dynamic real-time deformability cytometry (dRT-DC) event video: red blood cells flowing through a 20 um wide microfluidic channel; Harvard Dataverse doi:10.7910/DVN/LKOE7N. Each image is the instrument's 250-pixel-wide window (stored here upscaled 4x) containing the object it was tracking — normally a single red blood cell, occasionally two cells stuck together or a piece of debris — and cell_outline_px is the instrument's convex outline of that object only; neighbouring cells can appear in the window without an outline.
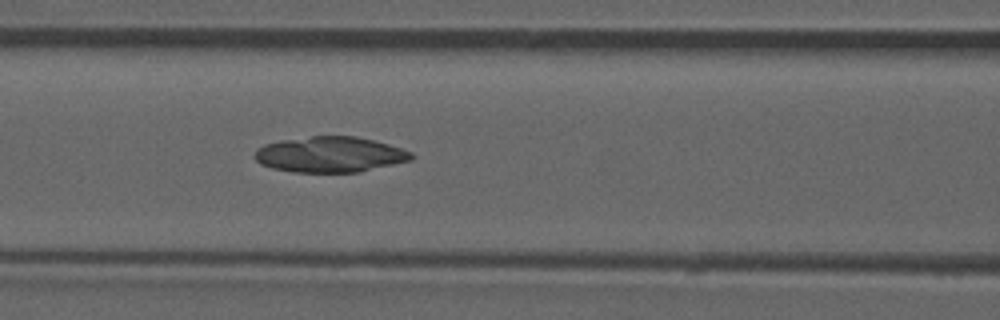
{"species": "common noctule bat (a hibernating species)", "species_latin": "Nyctalus noctula", "temperature_condition": "room temperature", "stored_images_in_passage": 41, "camera_frame_rate_fps": 3000, "um_per_image_px": 0.085, "animal": {"sex": "male", "forearm_length_mm": 52.5}, "frame": {"image": 1, "passage_image": 12, "time_ms": 3.667, "image_size_px": [1000, 320], "cell_outline_px": [[416, 156], [412, 160], [360, 172], [292, 172], [272, 168], [260, 164], [252, 156], [256, 148], [264, 144], [280, 140], [312, 136], [356, 136], [388, 144], [412, 152]], "centroid_in_image_um": [28.02, 13.13], "position_along_channel_um": 138.6, "area_um2": 32.77}}